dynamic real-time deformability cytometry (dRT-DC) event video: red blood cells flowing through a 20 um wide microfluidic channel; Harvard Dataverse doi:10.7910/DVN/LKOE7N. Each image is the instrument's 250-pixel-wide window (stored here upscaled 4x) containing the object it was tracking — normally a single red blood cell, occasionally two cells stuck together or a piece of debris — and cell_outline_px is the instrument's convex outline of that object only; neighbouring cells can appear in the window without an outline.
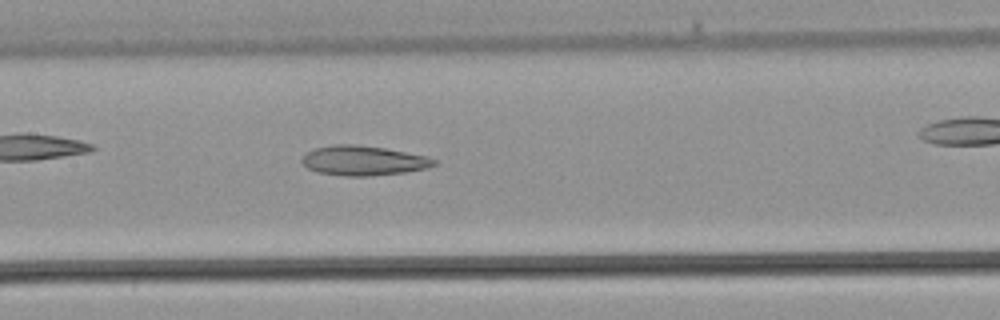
{"species": "common noctule bat (a hibernating species)", "species_latin": "Nyctalus noctula", "temperature_condition": "warm", "stored_images_in_passage": 28, "camera_frame_rate_fps": 3000, "um_per_image_px": 0.085, "animal": {"sex": "male", "body_mass_g": 21.5, "forearm_length_mm": 52.0}, "frame": {"image": 1, "passage_image": 16, "time_ms": 5.0, "image_size_px": [1000, 320], "cell_outline_px": [[436, 164], [428, 168], [404, 172], [368, 176], [344, 176], [320, 172], [308, 168], [300, 160], [308, 152], [316, 148], [332, 144], [356, 144], [384, 148], [428, 156], [436, 160]], "centroid_in_image_um": [30.91, 13.64], "position_along_channel_um": 176.5, "area_um2": 22.72}}